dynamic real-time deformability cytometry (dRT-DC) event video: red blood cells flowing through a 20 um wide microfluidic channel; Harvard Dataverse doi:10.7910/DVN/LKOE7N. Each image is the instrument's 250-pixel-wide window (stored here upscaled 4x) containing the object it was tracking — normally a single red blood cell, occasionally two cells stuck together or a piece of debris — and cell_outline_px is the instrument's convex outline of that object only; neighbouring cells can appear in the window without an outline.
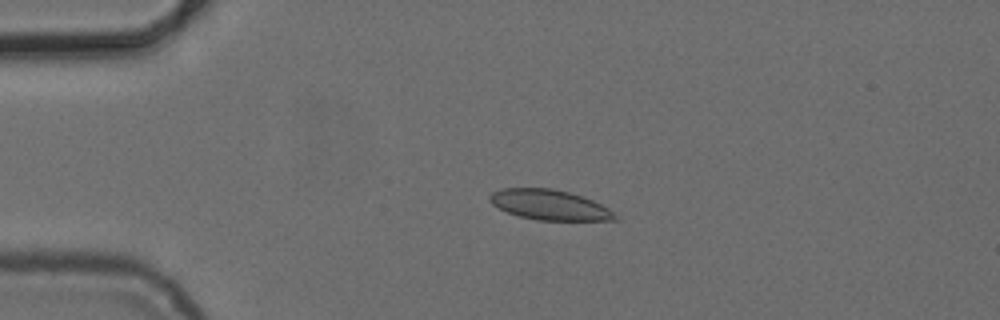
{"species": "common noctule bat (a hibernating species)", "species_latin": "Nyctalus noctula", "temperature_condition": "cold", "stored_images_in_passage": 4, "camera_frame_rate_fps": 3000, "um_per_image_px": 0.085, "animal": {"sex": "female", "body_mass_g": 24.6, "forearm_length_mm": 56.2}, "frame": {"image": 1, "passage_image": 3, "time_ms": 2.333, "image_size_px": [1000, 320], "cell_outline_px": [[620, 220], [536, 220], [520, 216], [508, 212], [492, 204], [488, 200], [488, 196], [492, 192], [504, 188], [552, 188], [568, 192], [592, 200], [608, 208], [620, 216]], "centroid_in_image_um": [46.73, 17.42], "position_along_channel_um": 38.3, "area_um2": 21.96}}